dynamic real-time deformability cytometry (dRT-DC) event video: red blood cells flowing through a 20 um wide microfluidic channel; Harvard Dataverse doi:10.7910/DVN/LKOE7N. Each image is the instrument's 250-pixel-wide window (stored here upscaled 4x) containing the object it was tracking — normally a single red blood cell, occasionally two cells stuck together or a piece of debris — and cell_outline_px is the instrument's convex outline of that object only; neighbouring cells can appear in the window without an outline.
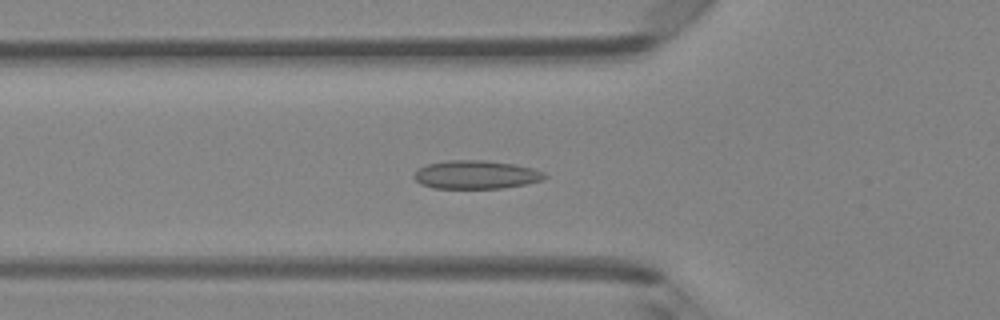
{"species": "Egyptian fruit bat (a non-hibernating species)", "species_latin": "Rousettus aegyptiacus", "temperature_condition": "room temperature", "stored_images_in_passage": 47, "camera_frame_rate_fps": 3000, "um_per_image_px": 0.085, "animal": {"sex": "female"}, "frame": {"image": 1, "passage_image": 16, "time_ms": 5.0, "image_size_px": [1000, 320], "cell_outline_px": [[548, 176], [540, 180], [524, 184], [500, 188], [432, 188], [420, 184], [412, 176], [420, 168], [428, 164], [448, 160], [484, 160], [512, 164], [532, 168], [544, 172]], "centroid_in_image_um": [40.43, 14.85], "position_along_channel_um": 85.4, "area_um2": 21.39}}
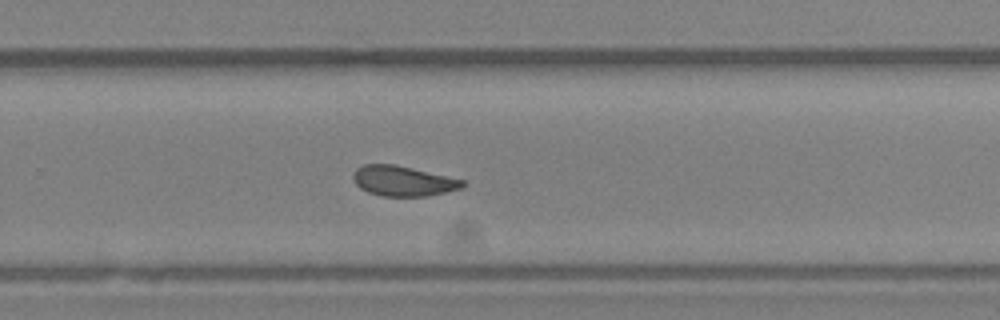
{"frame": {"image": 2, "passage_image": 31, "time_ms": 10.0, "image_size_px": [1000, 320], "cell_outline_px": [[468, 184], [460, 188], [428, 196], [380, 196], [368, 192], [360, 188], [352, 180], [352, 176], [356, 168], [364, 164], [396, 164], [464, 180]], "centroid_in_image_um": [34.23, 15.38], "position_along_channel_um": 295.6, "area_um2": 19.31}}
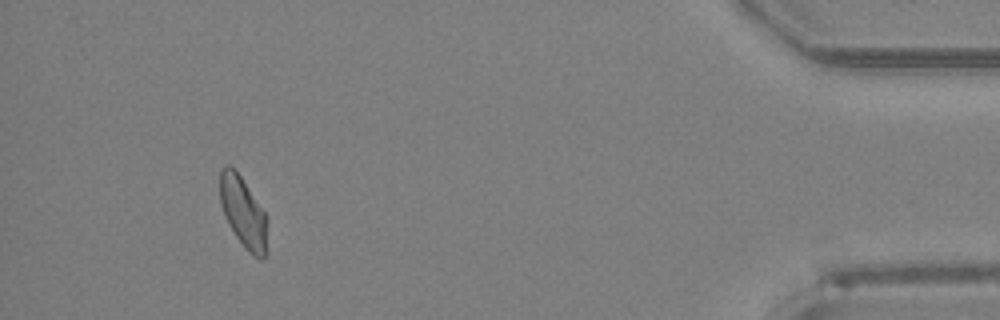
{"frame": {"image": 3, "passage_image": 44, "time_ms": 14.333, "image_size_px": [1000, 320], "cell_outline_px": [[268, 220], [264, 256], [260, 260], [244, 248], [228, 224], [224, 216], [220, 204], [220, 172], [228, 164], [240, 176], [268, 216]], "centroid_in_image_um": [20.67, 18.06], "position_along_channel_um": 414.5, "area_um2": 19.31}, "authors_computed_cell_mechanics": {"area_um2": 19.941, "velocity_mm_per_s": 4.2187, "shape_relaxation_time_tau1_ms": null, "shape_relaxation_time_tau2_ms": 1.6252, "deformation_change_tau1": null, "deformation_change_tau2": 0.0532}}